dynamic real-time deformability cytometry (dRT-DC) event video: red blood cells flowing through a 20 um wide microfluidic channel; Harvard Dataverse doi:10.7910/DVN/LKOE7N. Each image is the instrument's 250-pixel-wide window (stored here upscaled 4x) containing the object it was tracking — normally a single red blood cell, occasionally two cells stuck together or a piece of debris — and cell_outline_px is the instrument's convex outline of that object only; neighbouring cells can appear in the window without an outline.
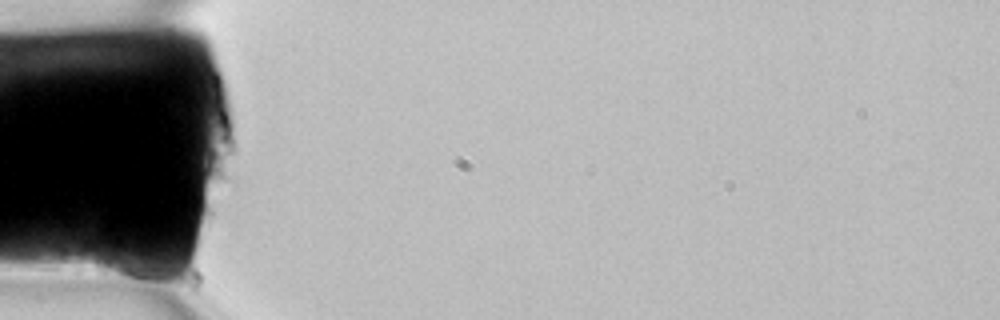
{"species": "common noctule bat (a hibernating species)", "species_latin": "Nyctalus noctula", "temperature_condition": "room temperature", "stored_images_in_passage": 2, "camera_frame_rate_fps": 3000, "um_per_image_px": 0.085, "animal": {"sex": "female", "body_mass_g": 22.7, "forearm_length_mm": 54.2}, "frame": {"image": 1, "passage_image": 1, "time_ms": 0.0, "image_size_px": [1000, 320], "cell_outline_px": [[160, 276], [136, 280], [96, 272], [92, 260], [96, 244], [140, 256]], "centroid_in_image_um": [10.31, 22.45], "position_along_channel_um": 74.7, "area_um2": 10.46}}